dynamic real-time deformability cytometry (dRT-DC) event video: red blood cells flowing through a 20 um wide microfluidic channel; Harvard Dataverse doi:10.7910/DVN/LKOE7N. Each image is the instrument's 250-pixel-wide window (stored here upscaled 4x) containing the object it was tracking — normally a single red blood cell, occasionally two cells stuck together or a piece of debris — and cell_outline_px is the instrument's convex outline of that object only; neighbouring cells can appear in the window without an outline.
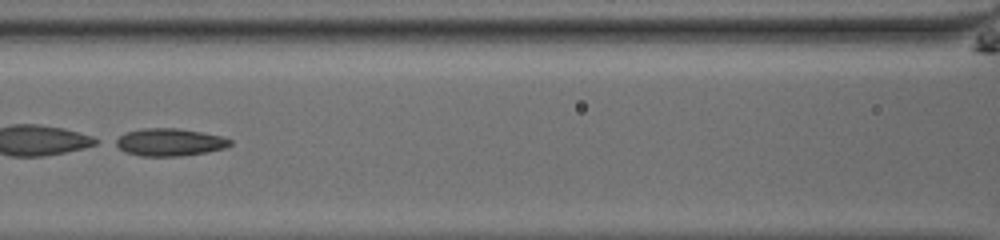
{"species": "common noctule bat (a hibernating species)", "species_latin": "Nyctalus noctula", "temperature_condition": "room temperature", "stored_images_in_passage": 37, "camera_frame_rate_fps": 3000, "um_per_image_px": 0.085, "animal": {"sex": "male", "body_mass_g": 13.0, "forearm_length_mm": 53.1}, "frame": {"image": 1, "passage_image": 11, "time_ms": 3.333, "image_size_px": [1000, 240], "cell_outline_px": [[232, 144], [224, 148], [204, 152], [180, 156], [140, 156], [128, 152], [112, 144], [112, 140], [124, 132], [144, 128], [176, 128], [224, 136], [232, 140]], "centroid_in_image_um": [14.37, 12.08], "position_along_channel_um": 152.2, "area_um2": 18.44}, "authors_computed_cell_mechanics": {"area_um2": 18.8428, "velocity_mm_per_s": 3.9828, "shape_relaxation_time_tau1_ms": 1.0061, "shape_relaxation_time_tau2_ms": 4.889, "deformation_change_tau1": 0.2311, "deformation_change_tau2": 0.1416}}